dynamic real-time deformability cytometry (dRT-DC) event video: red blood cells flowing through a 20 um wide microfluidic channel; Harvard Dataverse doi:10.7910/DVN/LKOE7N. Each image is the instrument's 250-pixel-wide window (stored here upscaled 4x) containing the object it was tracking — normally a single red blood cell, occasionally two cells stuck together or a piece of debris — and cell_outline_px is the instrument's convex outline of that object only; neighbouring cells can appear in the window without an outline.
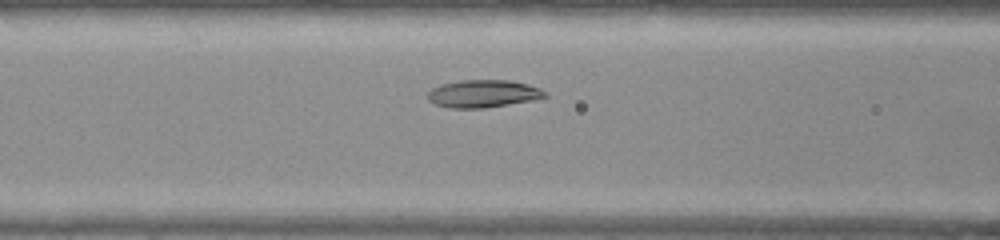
{"species": "common noctule bat (a hibernating species)", "species_latin": "Nyctalus noctula", "temperature_condition": "warm", "stored_images_in_passage": 43, "camera_frame_rate_fps": 3000, "um_per_image_px": 0.085, "animal": {"sex": "female", "body_mass_g": 22.0, "forearm_length_mm": 56.7}, "frame": {"image": 1, "passage_image": 11, "time_ms": 3.333, "image_size_px": [1000, 240], "cell_outline_px": [[548, 96], [536, 100], [484, 108], [448, 108], [436, 104], [428, 100], [428, 92], [432, 88], [440, 84], [460, 80], [508, 80], [528, 84], [540, 88], [548, 92]], "centroid_in_image_um": [41.1, 7.96], "position_along_channel_um": 125.5, "area_um2": 19.07}}
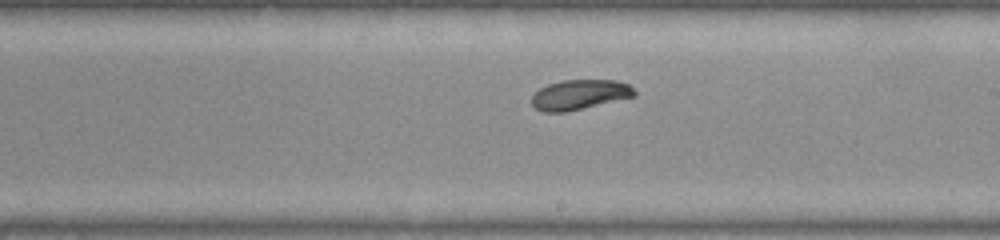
{"frame": {"image": 2, "passage_image": 20, "time_ms": 6.333, "image_size_px": [1000, 240], "cell_outline_px": [[636, 96], [564, 112], [544, 112], [536, 108], [532, 104], [532, 96], [540, 88], [548, 84], [564, 80], [616, 80], [628, 84], [636, 92]], "centroid_in_image_um": [49.27, 8.04], "position_along_channel_um": 239.7, "area_um2": 17.69}}
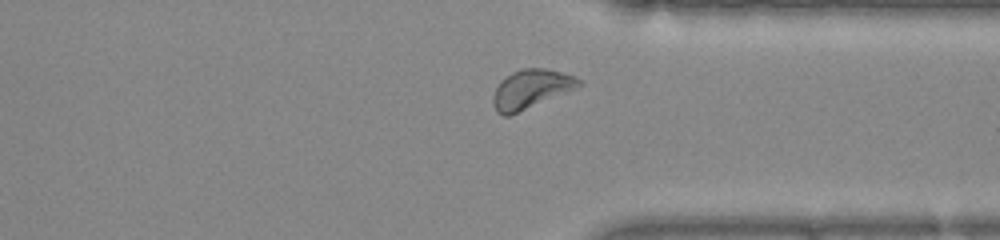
{"frame": {"image": 3, "passage_image": 30, "time_ms": 9.667, "image_size_px": [1000, 240], "cell_outline_px": [[584, 84], [576, 88], [508, 116], [504, 116], [496, 112], [492, 104], [492, 96], [500, 80], [512, 72], [524, 68], [544, 68], [576, 76]], "centroid_in_image_um": [45.1, 7.56], "position_along_channel_um": 366.3, "area_um2": 19.31}, "authors_computed_cell_mechanics": {"area_um2": 18.9584, "velocity_mm_per_s": 3.826, "shape_relaxation_time_tau1_ms": 5.0653, "shape_relaxation_time_tau2_ms": null, "deformation_change_tau1": 0.1172, "deformation_change_tau2": null}}